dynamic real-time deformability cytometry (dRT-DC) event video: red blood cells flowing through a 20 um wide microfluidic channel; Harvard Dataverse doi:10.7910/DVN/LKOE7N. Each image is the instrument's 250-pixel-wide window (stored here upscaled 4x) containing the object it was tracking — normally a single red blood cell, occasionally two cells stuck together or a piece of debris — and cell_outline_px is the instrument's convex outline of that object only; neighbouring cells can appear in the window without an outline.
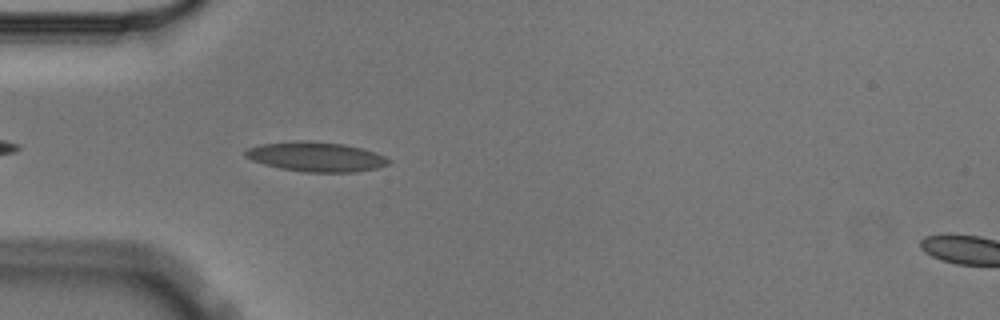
{"species": "Egyptian fruit bat (a non-hibernating species)", "species_latin": "Rousettus aegyptiacus", "temperature_condition": "cold", "stored_images_in_passage": 5, "segment_of_instrument_passage": [1, 2], "camera_frame_rate_fps": 3000, "um_per_image_px": 0.085, "animal": {"sex": "male"}, "frame": {"image": 1, "passage_image": 4, "time_ms": 1.0, "image_size_px": [1000, 320], "cell_outline_px": [[392, 160], [388, 164], [376, 168], [356, 172], [304, 172], [280, 168], [264, 164], [252, 160], [244, 156], [244, 152], [248, 148], [260, 144], [296, 140], [308, 140], [344, 144], [364, 148], [376, 152]], "centroid_in_image_um": [26.87, 13.31], "position_along_channel_um": 58.1, "area_um2": 24.97}}